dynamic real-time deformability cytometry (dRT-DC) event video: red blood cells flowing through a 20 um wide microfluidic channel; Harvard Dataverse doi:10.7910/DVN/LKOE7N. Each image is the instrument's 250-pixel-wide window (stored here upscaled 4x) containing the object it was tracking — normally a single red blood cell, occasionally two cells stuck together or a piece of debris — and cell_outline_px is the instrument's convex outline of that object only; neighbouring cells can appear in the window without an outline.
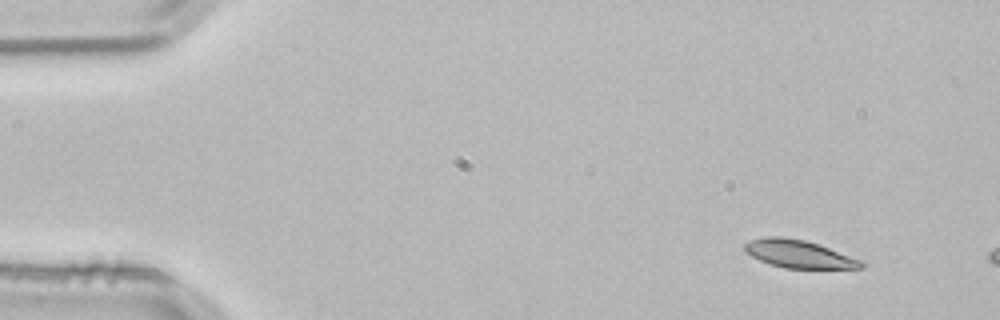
{"species": "common noctule bat (a hibernating species)", "species_latin": "Nyctalus noctula", "temperature_condition": "room temperature", "stored_images_in_passage": 2, "camera_frame_rate_fps": 3000, "um_per_image_px": 0.085, "animal": {"sex": "male", "body_mass_g": 21.5, "forearm_length_mm": 52.0}, "frame": {"image": 1, "passage_image": 1, "time_ms": 0.0, "image_size_px": [1000, 320], "cell_outline_px": [[864, 268], [784, 268], [760, 260], [744, 252], [744, 244], [752, 240], [768, 236], [780, 236], [804, 240], [828, 248], [860, 260], [864, 264]], "centroid_in_image_um": [67.85, 21.59], "position_along_channel_um": 17.1, "area_um2": 18.44}}